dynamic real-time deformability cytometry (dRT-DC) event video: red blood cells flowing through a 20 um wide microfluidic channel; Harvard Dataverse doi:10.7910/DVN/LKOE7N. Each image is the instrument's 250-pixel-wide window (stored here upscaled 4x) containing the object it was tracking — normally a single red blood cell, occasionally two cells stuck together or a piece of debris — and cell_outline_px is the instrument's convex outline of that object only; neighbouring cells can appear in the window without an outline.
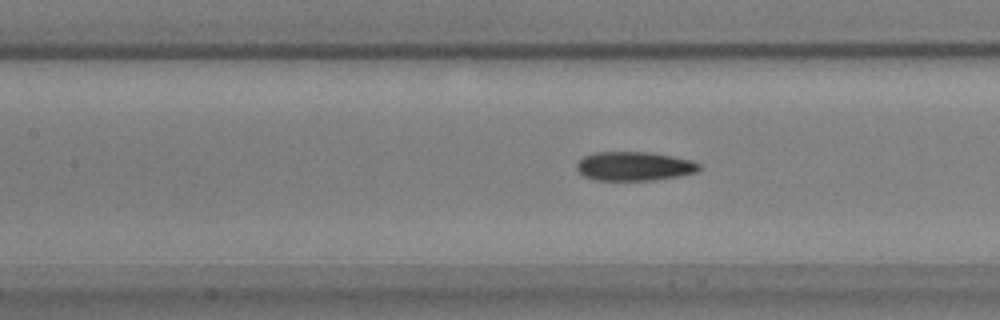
{"species": "common noctule bat (a hibernating species)", "species_latin": "Nyctalus noctula", "temperature_condition": "warm", "stored_images_in_passage": 42, "camera_frame_rate_fps": 3000, "um_per_image_px": 0.085, "animal": {"sex": "male", "body_mass_g": 17.9, "forearm_length_mm": 54.2}, "frame": {"image": 1, "passage_image": 12, "time_ms": 3.667, "image_size_px": [1000, 320], "cell_outline_px": [[700, 168], [696, 172], [680, 176], [652, 180], [592, 180], [584, 176], [576, 168], [576, 164], [584, 156], [596, 152], [648, 152], [672, 156], [692, 160], [700, 164]], "centroid_in_image_um": [53.91, 14.13], "position_along_channel_um": 153.5, "area_um2": 20.69}}
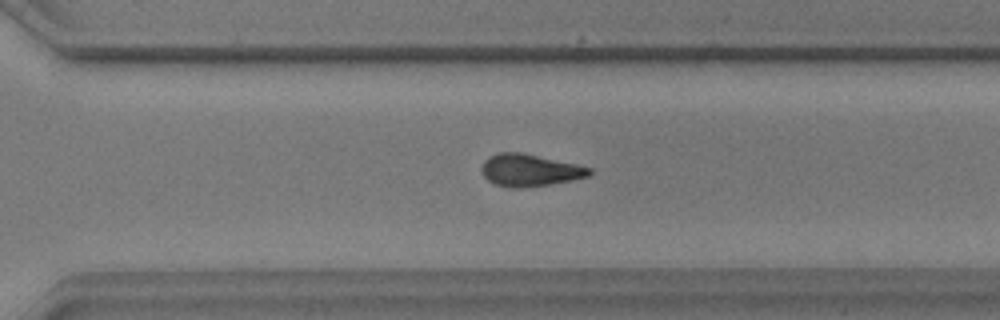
{"frame": {"image": 2, "passage_image": 26, "time_ms": 8.333, "image_size_px": [1000, 320], "cell_outline_px": [[592, 172], [588, 176], [572, 180], [524, 188], [512, 188], [492, 184], [484, 176], [480, 168], [484, 160], [488, 156], [496, 152], [520, 152], [576, 164], [592, 168]], "centroid_in_image_um": [44.97, 14.47], "position_along_channel_um": 325.6, "area_um2": 20.29}}
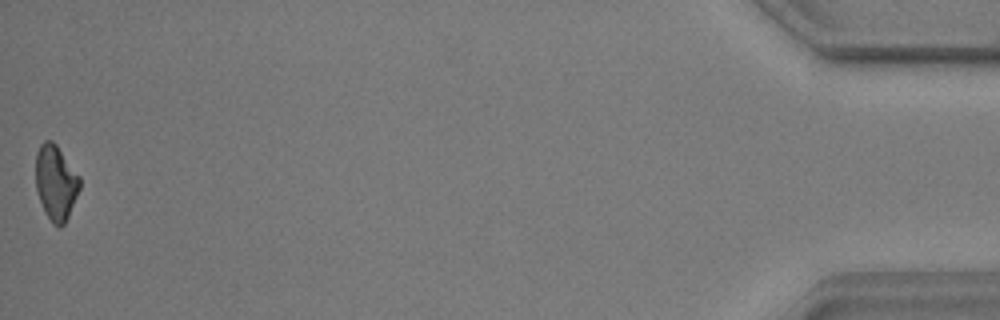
{"frame": {"image": 3, "passage_image": 42, "time_ms": 13.667, "image_size_px": [1000, 320], "cell_outline_px": [[80, 188], [68, 216], [64, 224], [60, 228], [52, 224], [44, 212], [36, 188], [36, 152], [40, 144], [44, 140], [52, 140], [56, 144], [80, 176]], "centroid_in_image_um": [4.74, 15.52], "position_along_channel_um": 430.5, "area_um2": 19.31}}